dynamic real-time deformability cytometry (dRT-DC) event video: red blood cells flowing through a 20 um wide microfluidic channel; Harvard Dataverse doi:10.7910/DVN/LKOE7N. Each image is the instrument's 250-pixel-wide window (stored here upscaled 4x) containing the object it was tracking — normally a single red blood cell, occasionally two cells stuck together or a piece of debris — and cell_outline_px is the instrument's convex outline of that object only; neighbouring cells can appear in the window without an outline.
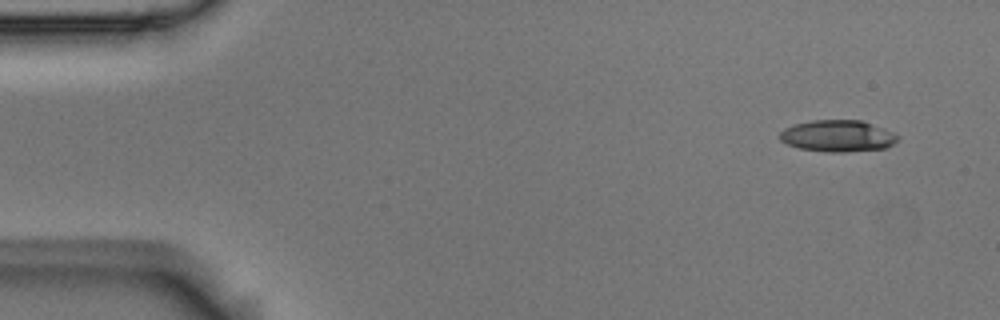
{"species": "Egyptian fruit bat (a non-hibernating species)", "species_latin": "Rousettus aegyptiacus", "temperature_condition": "room temperature", "stored_images_in_passage": 53, "camera_frame_rate_fps": 3000, "um_per_image_px": 0.085, "animal": {"sex": "male"}, "frame": {"image": 1, "passage_image": 1, "time_ms": 0.0, "image_size_px": [1000, 320], "cell_outline_px": [[900, 136], [892, 144], [884, 148], [844, 152], [828, 152], [800, 148], [788, 144], [780, 140], [780, 132], [784, 128], [796, 124], [812, 120], [860, 120], [892, 132]], "centroid_in_image_um": [71.18, 11.55], "position_along_channel_um": 13.8, "area_um2": 21.39}}
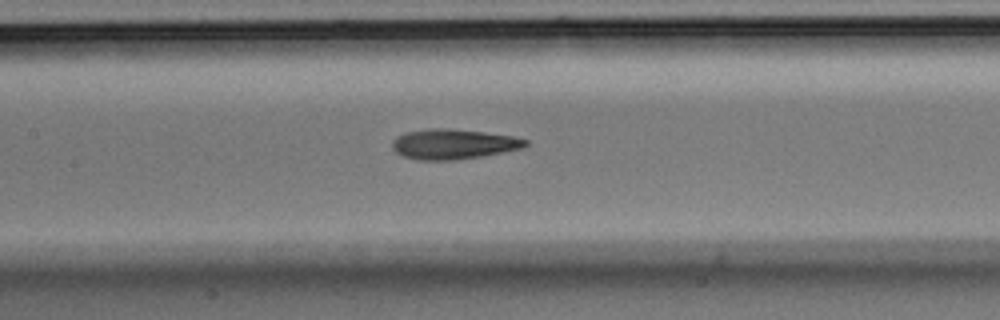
{"frame": {"image": 2, "passage_image": 23, "time_ms": 7.333, "image_size_px": [1000, 320], "cell_outline_px": [[528, 144], [524, 148], [484, 156], [456, 160], [416, 160], [404, 156], [396, 152], [392, 148], [392, 140], [396, 136], [408, 132], [432, 128], [448, 128], [512, 136], [528, 140]], "centroid_in_image_um": [38.54, 12.26], "position_along_channel_um": 168.9, "area_um2": 23.35}}
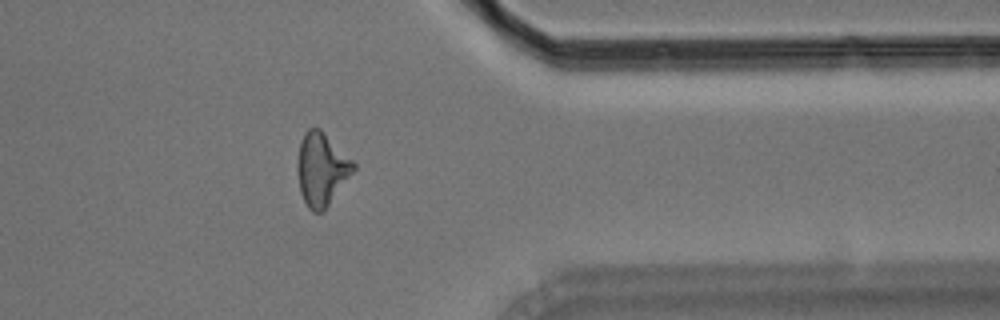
{"frame": {"image": 3, "passage_image": 42, "time_ms": 13.667, "image_size_px": [1000, 320], "cell_outline_px": [[356, 168], [324, 212], [312, 212], [308, 208], [300, 192], [296, 168], [296, 164], [300, 140], [304, 132], [308, 128], [320, 128], [356, 164]], "centroid_in_image_um": [27.31, 14.39], "position_along_channel_um": 384.1, "area_um2": 23.99}, "authors_computed_cell_mechanics": {"area_um2": 22.542, "velocity_mm_per_s": 3.5945, "shape_relaxation_time_tau1_ms": 8.9293, "shape_relaxation_time_tau2_ms": 1.9282, "deformation_change_tau1": 0.2517, "deformation_change_tau2": 0.1232}}